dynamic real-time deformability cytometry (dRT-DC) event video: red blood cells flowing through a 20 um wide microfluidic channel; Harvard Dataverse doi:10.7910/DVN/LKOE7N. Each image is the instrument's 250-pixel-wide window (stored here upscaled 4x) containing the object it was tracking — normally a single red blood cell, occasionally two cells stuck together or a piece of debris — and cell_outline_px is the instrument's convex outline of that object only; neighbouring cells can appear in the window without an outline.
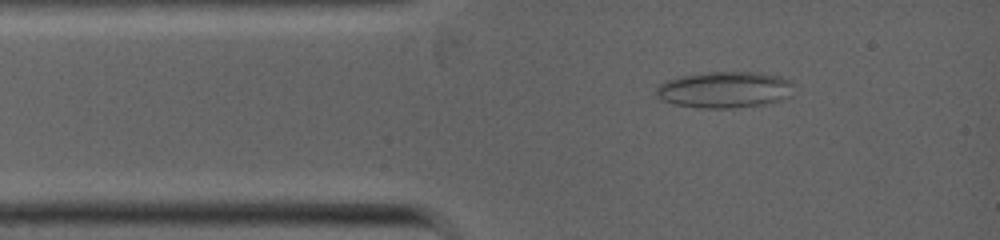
{"species": "common noctule bat (a hibernating species)", "species_latin": "Nyctalus noctula", "temperature_condition": "warm", "stored_images_in_passage": 43, "camera_frame_rate_fps": 5000, "um_per_image_px": 0.085, "animal": {"sex": "female", "body_mass_g": 19.0, "forearm_length_mm": 53.3}, "frame": {"image": 1, "passage_image": 4, "time_ms": 0.8, "image_size_px": [1000, 240], "cell_outline_px": [[796, 84], [792, 96], [784, 100], [764, 104], [736, 108], [700, 108], [672, 104], [660, 100], [656, 96], [656, 88], [660, 84], [668, 80], [680, 76], [708, 72], [752, 72], [780, 76], [792, 80]], "centroid_in_image_um": [61.65, 7.64], "position_along_channel_um": 23.3, "area_um2": 29.71}}
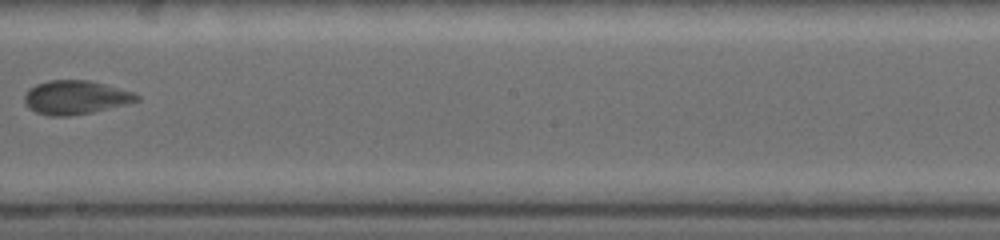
{"frame": {"image": 2, "passage_image": 23, "time_ms": 5.6, "image_size_px": [1000, 240], "cell_outline_px": [[140, 100], [92, 112], [68, 116], [48, 116], [36, 112], [28, 108], [24, 104], [24, 96], [28, 88], [36, 84], [48, 80], [88, 80], [104, 84], [132, 92], [140, 96]], "centroid_in_image_um": [6.35, 8.28], "position_along_channel_um": 241.8, "area_um2": 22.02}}
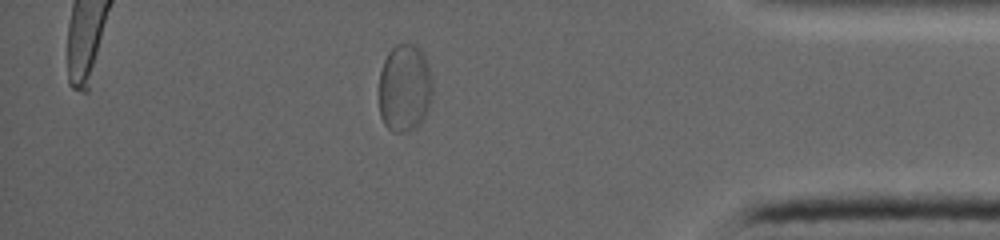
{"frame": {"image": 3, "passage_image": 37, "time_ms": 9.4, "image_size_px": [1000, 240], "cell_outline_px": [[432, 100], [424, 120], [416, 128], [404, 132], [392, 132], [384, 124], [380, 116], [380, 72], [384, 60], [388, 52], [396, 44], [416, 44], [424, 52], [432, 80]], "centroid_in_image_um": [34.42, 7.49], "position_along_channel_um": 400.8, "area_um2": 27.86}}